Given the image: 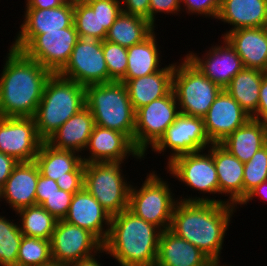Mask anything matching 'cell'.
Segmentation results:
<instances>
[{
    "instance_id": "6da1fadb",
    "label": "cell",
    "mask_w": 267,
    "mask_h": 266,
    "mask_svg": "<svg viewBox=\"0 0 267 266\" xmlns=\"http://www.w3.org/2000/svg\"><path fill=\"white\" fill-rule=\"evenodd\" d=\"M211 198L206 195L179 197L170 230L196 246L214 264H221L226 231L238 207L227 204L226 200Z\"/></svg>"
},
{
    "instance_id": "7a4b0ae2",
    "label": "cell",
    "mask_w": 267,
    "mask_h": 266,
    "mask_svg": "<svg viewBox=\"0 0 267 266\" xmlns=\"http://www.w3.org/2000/svg\"><path fill=\"white\" fill-rule=\"evenodd\" d=\"M0 74V117H34L52 72L10 46Z\"/></svg>"
},
{
    "instance_id": "3957f363",
    "label": "cell",
    "mask_w": 267,
    "mask_h": 266,
    "mask_svg": "<svg viewBox=\"0 0 267 266\" xmlns=\"http://www.w3.org/2000/svg\"><path fill=\"white\" fill-rule=\"evenodd\" d=\"M160 234L157 226L126 209L111 217L103 248L120 266H155Z\"/></svg>"
},
{
    "instance_id": "277c9868",
    "label": "cell",
    "mask_w": 267,
    "mask_h": 266,
    "mask_svg": "<svg viewBox=\"0 0 267 266\" xmlns=\"http://www.w3.org/2000/svg\"><path fill=\"white\" fill-rule=\"evenodd\" d=\"M85 106V86L58 73H52L45 84L34 116L39 137L46 141Z\"/></svg>"
},
{
    "instance_id": "5b68a950",
    "label": "cell",
    "mask_w": 267,
    "mask_h": 266,
    "mask_svg": "<svg viewBox=\"0 0 267 266\" xmlns=\"http://www.w3.org/2000/svg\"><path fill=\"white\" fill-rule=\"evenodd\" d=\"M85 103L93 115L95 125L120 131L133 141L136 111L123 82L85 86Z\"/></svg>"
},
{
    "instance_id": "8992f818",
    "label": "cell",
    "mask_w": 267,
    "mask_h": 266,
    "mask_svg": "<svg viewBox=\"0 0 267 266\" xmlns=\"http://www.w3.org/2000/svg\"><path fill=\"white\" fill-rule=\"evenodd\" d=\"M183 59L181 63H174L173 73V91L179 111L203 118L223 89L207 78L186 55Z\"/></svg>"
},
{
    "instance_id": "52a82bcc",
    "label": "cell",
    "mask_w": 267,
    "mask_h": 266,
    "mask_svg": "<svg viewBox=\"0 0 267 266\" xmlns=\"http://www.w3.org/2000/svg\"><path fill=\"white\" fill-rule=\"evenodd\" d=\"M169 186L168 181H164L155 170L149 172L139 189L131 185L128 209L161 231L170 229L178 197Z\"/></svg>"
},
{
    "instance_id": "ba28073f",
    "label": "cell",
    "mask_w": 267,
    "mask_h": 266,
    "mask_svg": "<svg viewBox=\"0 0 267 266\" xmlns=\"http://www.w3.org/2000/svg\"><path fill=\"white\" fill-rule=\"evenodd\" d=\"M123 163H85L84 187L111 216L129 207L131 183L122 173Z\"/></svg>"
},
{
    "instance_id": "9c48e42d",
    "label": "cell",
    "mask_w": 267,
    "mask_h": 266,
    "mask_svg": "<svg viewBox=\"0 0 267 266\" xmlns=\"http://www.w3.org/2000/svg\"><path fill=\"white\" fill-rule=\"evenodd\" d=\"M179 114L173 89L166 96L136 110L133 144L143 158L147 155V149L152 148L160 140Z\"/></svg>"
},
{
    "instance_id": "30bf717a",
    "label": "cell",
    "mask_w": 267,
    "mask_h": 266,
    "mask_svg": "<svg viewBox=\"0 0 267 266\" xmlns=\"http://www.w3.org/2000/svg\"><path fill=\"white\" fill-rule=\"evenodd\" d=\"M183 154L175 157L169 162L165 169L178 182L184 183L186 187L205 194L219 195V183L216 167L212 156V144L207 148ZM204 152V153H203ZM208 152V153H207Z\"/></svg>"
},
{
    "instance_id": "8fae6325",
    "label": "cell",
    "mask_w": 267,
    "mask_h": 266,
    "mask_svg": "<svg viewBox=\"0 0 267 266\" xmlns=\"http://www.w3.org/2000/svg\"><path fill=\"white\" fill-rule=\"evenodd\" d=\"M212 143L206 135L204 120L201 117L179 114L152 147L151 151L164 155L168 150V164L175 157L192 152L206 150Z\"/></svg>"
},
{
    "instance_id": "7c38bea8",
    "label": "cell",
    "mask_w": 267,
    "mask_h": 266,
    "mask_svg": "<svg viewBox=\"0 0 267 266\" xmlns=\"http://www.w3.org/2000/svg\"><path fill=\"white\" fill-rule=\"evenodd\" d=\"M58 74L83 86L107 83L108 70L102 41L79 38L68 62Z\"/></svg>"
},
{
    "instance_id": "4fadbf2b",
    "label": "cell",
    "mask_w": 267,
    "mask_h": 266,
    "mask_svg": "<svg viewBox=\"0 0 267 266\" xmlns=\"http://www.w3.org/2000/svg\"><path fill=\"white\" fill-rule=\"evenodd\" d=\"M50 246L52 261L59 264L105 253L103 244L91 232L64 220H57Z\"/></svg>"
},
{
    "instance_id": "5bb4252c",
    "label": "cell",
    "mask_w": 267,
    "mask_h": 266,
    "mask_svg": "<svg viewBox=\"0 0 267 266\" xmlns=\"http://www.w3.org/2000/svg\"><path fill=\"white\" fill-rule=\"evenodd\" d=\"M79 39L74 23L60 31L36 35L21 51L52 73H58L68 62Z\"/></svg>"
},
{
    "instance_id": "9a60e30c",
    "label": "cell",
    "mask_w": 267,
    "mask_h": 266,
    "mask_svg": "<svg viewBox=\"0 0 267 266\" xmlns=\"http://www.w3.org/2000/svg\"><path fill=\"white\" fill-rule=\"evenodd\" d=\"M42 142L34 117H0V152L18 162H32Z\"/></svg>"
},
{
    "instance_id": "2e32d148",
    "label": "cell",
    "mask_w": 267,
    "mask_h": 266,
    "mask_svg": "<svg viewBox=\"0 0 267 266\" xmlns=\"http://www.w3.org/2000/svg\"><path fill=\"white\" fill-rule=\"evenodd\" d=\"M82 156L84 163L124 162L129 156L134 160H144L133 141L124 133L95 125Z\"/></svg>"
},
{
    "instance_id": "e0dca14e",
    "label": "cell",
    "mask_w": 267,
    "mask_h": 266,
    "mask_svg": "<svg viewBox=\"0 0 267 266\" xmlns=\"http://www.w3.org/2000/svg\"><path fill=\"white\" fill-rule=\"evenodd\" d=\"M222 40L220 42L222 45H211L209 50H205L206 53L201 56L202 58L194 51H189L186 56L207 78L225 89L244 65L230 43L224 37Z\"/></svg>"
},
{
    "instance_id": "ac0fdd59",
    "label": "cell",
    "mask_w": 267,
    "mask_h": 266,
    "mask_svg": "<svg viewBox=\"0 0 267 266\" xmlns=\"http://www.w3.org/2000/svg\"><path fill=\"white\" fill-rule=\"evenodd\" d=\"M24 14L20 30L10 45L19 51L38 34L70 27L74 19V6L65 1L55 8L25 9Z\"/></svg>"
},
{
    "instance_id": "d6986e66",
    "label": "cell",
    "mask_w": 267,
    "mask_h": 266,
    "mask_svg": "<svg viewBox=\"0 0 267 266\" xmlns=\"http://www.w3.org/2000/svg\"><path fill=\"white\" fill-rule=\"evenodd\" d=\"M249 119L251 116L225 89L219 93L203 117L205 132L212 144L221 143Z\"/></svg>"
},
{
    "instance_id": "ffe728a7",
    "label": "cell",
    "mask_w": 267,
    "mask_h": 266,
    "mask_svg": "<svg viewBox=\"0 0 267 266\" xmlns=\"http://www.w3.org/2000/svg\"><path fill=\"white\" fill-rule=\"evenodd\" d=\"M111 215L83 187L74 193L64 221L91 232L102 244L108 238Z\"/></svg>"
},
{
    "instance_id": "44dd1931",
    "label": "cell",
    "mask_w": 267,
    "mask_h": 266,
    "mask_svg": "<svg viewBox=\"0 0 267 266\" xmlns=\"http://www.w3.org/2000/svg\"><path fill=\"white\" fill-rule=\"evenodd\" d=\"M39 174L35 161L19 162L1 187V199H4L15 213L22 208L36 205Z\"/></svg>"
},
{
    "instance_id": "7402d4cb",
    "label": "cell",
    "mask_w": 267,
    "mask_h": 266,
    "mask_svg": "<svg viewBox=\"0 0 267 266\" xmlns=\"http://www.w3.org/2000/svg\"><path fill=\"white\" fill-rule=\"evenodd\" d=\"M223 37L235 49L245 68L267 72V27L227 30Z\"/></svg>"
},
{
    "instance_id": "603a6c76",
    "label": "cell",
    "mask_w": 267,
    "mask_h": 266,
    "mask_svg": "<svg viewBox=\"0 0 267 266\" xmlns=\"http://www.w3.org/2000/svg\"><path fill=\"white\" fill-rule=\"evenodd\" d=\"M214 263L196 246L170 229L161 231L155 266H213Z\"/></svg>"
},
{
    "instance_id": "cb8c5ba5",
    "label": "cell",
    "mask_w": 267,
    "mask_h": 266,
    "mask_svg": "<svg viewBox=\"0 0 267 266\" xmlns=\"http://www.w3.org/2000/svg\"><path fill=\"white\" fill-rule=\"evenodd\" d=\"M212 156L218 175L219 194L229 196L227 204L239 205L243 200L244 163L220 144H212Z\"/></svg>"
},
{
    "instance_id": "d4e9b609",
    "label": "cell",
    "mask_w": 267,
    "mask_h": 266,
    "mask_svg": "<svg viewBox=\"0 0 267 266\" xmlns=\"http://www.w3.org/2000/svg\"><path fill=\"white\" fill-rule=\"evenodd\" d=\"M174 63L166 65L153 74L121 80L126 85L134 110L166 96L173 89Z\"/></svg>"
},
{
    "instance_id": "484cf974",
    "label": "cell",
    "mask_w": 267,
    "mask_h": 266,
    "mask_svg": "<svg viewBox=\"0 0 267 266\" xmlns=\"http://www.w3.org/2000/svg\"><path fill=\"white\" fill-rule=\"evenodd\" d=\"M95 126L91 111L85 106L61 125L46 142L60 150L83 154Z\"/></svg>"
},
{
    "instance_id": "4316f807",
    "label": "cell",
    "mask_w": 267,
    "mask_h": 266,
    "mask_svg": "<svg viewBox=\"0 0 267 266\" xmlns=\"http://www.w3.org/2000/svg\"><path fill=\"white\" fill-rule=\"evenodd\" d=\"M216 19L232 26L229 31L267 27V0H221Z\"/></svg>"
},
{
    "instance_id": "83f0119b",
    "label": "cell",
    "mask_w": 267,
    "mask_h": 266,
    "mask_svg": "<svg viewBox=\"0 0 267 266\" xmlns=\"http://www.w3.org/2000/svg\"><path fill=\"white\" fill-rule=\"evenodd\" d=\"M41 175L53 179L69 177V172H84L82 155L75 151L60 150L43 141L35 158Z\"/></svg>"
},
{
    "instance_id": "f1b7e54d",
    "label": "cell",
    "mask_w": 267,
    "mask_h": 266,
    "mask_svg": "<svg viewBox=\"0 0 267 266\" xmlns=\"http://www.w3.org/2000/svg\"><path fill=\"white\" fill-rule=\"evenodd\" d=\"M219 144L242 163H246L267 144V124L251 118Z\"/></svg>"
},
{
    "instance_id": "f546056e",
    "label": "cell",
    "mask_w": 267,
    "mask_h": 266,
    "mask_svg": "<svg viewBox=\"0 0 267 266\" xmlns=\"http://www.w3.org/2000/svg\"><path fill=\"white\" fill-rule=\"evenodd\" d=\"M156 32L153 31L145 40L127 48V69L122 80H130L147 76L163 69L162 55L157 42ZM161 56V57H160ZM160 64V65H159ZM161 67V68H160Z\"/></svg>"
},
{
    "instance_id": "4dcf8cb0",
    "label": "cell",
    "mask_w": 267,
    "mask_h": 266,
    "mask_svg": "<svg viewBox=\"0 0 267 266\" xmlns=\"http://www.w3.org/2000/svg\"><path fill=\"white\" fill-rule=\"evenodd\" d=\"M263 71L243 68L232 79L225 90L240 104L251 117L256 113Z\"/></svg>"
},
{
    "instance_id": "1f68e13d",
    "label": "cell",
    "mask_w": 267,
    "mask_h": 266,
    "mask_svg": "<svg viewBox=\"0 0 267 266\" xmlns=\"http://www.w3.org/2000/svg\"><path fill=\"white\" fill-rule=\"evenodd\" d=\"M154 30L155 27L146 18L121 12L105 40L128 48L145 40Z\"/></svg>"
},
{
    "instance_id": "d6a6232c",
    "label": "cell",
    "mask_w": 267,
    "mask_h": 266,
    "mask_svg": "<svg viewBox=\"0 0 267 266\" xmlns=\"http://www.w3.org/2000/svg\"><path fill=\"white\" fill-rule=\"evenodd\" d=\"M15 214L20 217L19 226L25 236L50 240L57 219L40 205L22 208Z\"/></svg>"
},
{
    "instance_id": "836d02e7",
    "label": "cell",
    "mask_w": 267,
    "mask_h": 266,
    "mask_svg": "<svg viewBox=\"0 0 267 266\" xmlns=\"http://www.w3.org/2000/svg\"><path fill=\"white\" fill-rule=\"evenodd\" d=\"M0 215V266H16L23 234L18 222Z\"/></svg>"
},
{
    "instance_id": "e575fe53",
    "label": "cell",
    "mask_w": 267,
    "mask_h": 266,
    "mask_svg": "<svg viewBox=\"0 0 267 266\" xmlns=\"http://www.w3.org/2000/svg\"><path fill=\"white\" fill-rule=\"evenodd\" d=\"M52 262L50 240L23 235L16 266H46Z\"/></svg>"
},
{
    "instance_id": "d590c367",
    "label": "cell",
    "mask_w": 267,
    "mask_h": 266,
    "mask_svg": "<svg viewBox=\"0 0 267 266\" xmlns=\"http://www.w3.org/2000/svg\"><path fill=\"white\" fill-rule=\"evenodd\" d=\"M79 38H90L104 41L107 36L106 29H100V19L97 12L88 4L74 6V19Z\"/></svg>"
},
{
    "instance_id": "8d00e7d4",
    "label": "cell",
    "mask_w": 267,
    "mask_h": 266,
    "mask_svg": "<svg viewBox=\"0 0 267 266\" xmlns=\"http://www.w3.org/2000/svg\"><path fill=\"white\" fill-rule=\"evenodd\" d=\"M265 181H267V144L244 163L243 199L252 189Z\"/></svg>"
},
{
    "instance_id": "74e56055",
    "label": "cell",
    "mask_w": 267,
    "mask_h": 266,
    "mask_svg": "<svg viewBox=\"0 0 267 266\" xmlns=\"http://www.w3.org/2000/svg\"><path fill=\"white\" fill-rule=\"evenodd\" d=\"M103 54L108 70V82L121 81L126 74L128 65L127 48L119 44L102 41Z\"/></svg>"
},
{
    "instance_id": "f35d334b",
    "label": "cell",
    "mask_w": 267,
    "mask_h": 266,
    "mask_svg": "<svg viewBox=\"0 0 267 266\" xmlns=\"http://www.w3.org/2000/svg\"><path fill=\"white\" fill-rule=\"evenodd\" d=\"M88 5L99 15L100 29L107 31L122 12L121 2L118 0H95Z\"/></svg>"
},
{
    "instance_id": "ab89813d",
    "label": "cell",
    "mask_w": 267,
    "mask_h": 266,
    "mask_svg": "<svg viewBox=\"0 0 267 266\" xmlns=\"http://www.w3.org/2000/svg\"><path fill=\"white\" fill-rule=\"evenodd\" d=\"M73 195L72 193L58 189L41 206L55 219L64 220L68 214Z\"/></svg>"
},
{
    "instance_id": "60d3db41",
    "label": "cell",
    "mask_w": 267,
    "mask_h": 266,
    "mask_svg": "<svg viewBox=\"0 0 267 266\" xmlns=\"http://www.w3.org/2000/svg\"><path fill=\"white\" fill-rule=\"evenodd\" d=\"M181 4L182 12L185 10L189 15H202L216 20L221 0H181Z\"/></svg>"
},
{
    "instance_id": "b9f144b4",
    "label": "cell",
    "mask_w": 267,
    "mask_h": 266,
    "mask_svg": "<svg viewBox=\"0 0 267 266\" xmlns=\"http://www.w3.org/2000/svg\"><path fill=\"white\" fill-rule=\"evenodd\" d=\"M178 14L181 12V0H150L149 6V22L156 27V14Z\"/></svg>"
},
{
    "instance_id": "7bdbcfd3",
    "label": "cell",
    "mask_w": 267,
    "mask_h": 266,
    "mask_svg": "<svg viewBox=\"0 0 267 266\" xmlns=\"http://www.w3.org/2000/svg\"><path fill=\"white\" fill-rule=\"evenodd\" d=\"M59 189L56 181L39 174L36 188V205H42L49 196Z\"/></svg>"
},
{
    "instance_id": "ee69618b",
    "label": "cell",
    "mask_w": 267,
    "mask_h": 266,
    "mask_svg": "<svg viewBox=\"0 0 267 266\" xmlns=\"http://www.w3.org/2000/svg\"><path fill=\"white\" fill-rule=\"evenodd\" d=\"M59 189L68 193H76L84 187V172H69V177L56 180Z\"/></svg>"
},
{
    "instance_id": "f6af8a7d",
    "label": "cell",
    "mask_w": 267,
    "mask_h": 266,
    "mask_svg": "<svg viewBox=\"0 0 267 266\" xmlns=\"http://www.w3.org/2000/svg\"><path fill=\"white\" fill-rule=\"evenodd\" d=\"M122 12L146 18L149 21L150 0H120Z\"/></svg>"
},
{
    "instance_id": "bcb514c9",
    "label": "cell",
    "mask_w": 267,
    "mask_h": 266,
    "mask_svg": "<svg viewBox=\"0 0 267 266\" xmlns=\"http://www.w3.org/2000/svg\"><path fill=\"white\" fill-rule=\"evenodd\" d=\"M251 118L267 124V72L264 73L260 86L257 111Z\"/></svg>"
},
{
    "instance_id": "7dc6e473",
    "label": "cell",
    "mask_w": 267,
    "mask_h": 266,
    "mask_svg": "<svg viewBox=\"0 0 267 266\" xmlns=\"http://www.w3.org/2000/svg\"><path fill=\"white\" fill-rule=\"evenodd\" d=\"M18 163L13 157L0 152V188L5 184Z\"/></svg>"
},
{
    "instance_id": "c3c4849f",
    "label": "cell",
    "mask_w": 267,
    "mask_h": 266,
    "mask_svg": "<svg viewBox=\"0 0 267 266\" xmlns=\"http://www.w3.org/2000/svg\"><path fill=\"white\" fill-rule=\"evenodd\" d=\"M65 0H26L25 9H47L61 6Z\"/></svg>"
},
{
    "instance_id": "681fc988",
    "label": "cell",
    "mask_w": 267,
    "mask_h": 266,
    "mask_svg": "<svg viewBox=\"0 0 267 266\" xmlns=\"http://www.w3.org/2000/svg\"><path fill=\"white\" fill-rule=\"evenodd\" d=\"M257 197H260L262 200L265 199V202L267 201V181L262 182L260 185L252 189L239 204L240 207L247 205L249 201H252L253 198L256 199Z\"/></svg>"
},
{
    "instance_id": "f907efd6",
    "label": "cell",
    "mask_w": 267,
    "mask_h": 266,
    "mask_svg": "<svg viewBox=\"0 0 267 266\" xmlns=\"http://www.w3.org/2000/svg\"><path fill=\"white\" fill-rule=\"evenodd\" d=\"M97 256L98 258L100 257V255L95 254L91 257L72 262L68 266H103L98 258H96Z\"/></svg>"
},
{
    "instance_id": "816d5d0a",
    "label": "cell",
    "mask_w": 267,
    "mask_h": 266,
    "mask_svg": "<svg viewBox=\"0 0 267 266\" xmlns=\"http://www.w3.org/2000/svg\"><path fill=\"white\" fill-rule=\"evenodd\" d=\"M66 2H69L72 6H77L80 4H88L95 0H65Z\"/></svg>"
},
{
    "instance_id": "f5cc1de1",
    "label": "cell",
    "mask_w": 267,
    "mask_h": 266,
    "mask_svg": "<svg viewBox=\"0 0 267 266\" xmlns=\"http://www.w3.org/2000/svg\"><path fill=\"white\" fill-rule=\"evenodd\" d=\"M46 266H68V265L67 264H59V263L52 262V263H50L49 265H46Z\"/></svg>"
},
{
    "instance_id": "db71d44e",
    "label": "cell",
    "mask_w": 267,
    "mask_h": 266,
    "mask_svg": "<svg viewBox=\"0 0 267 266\" xmlns=\"http://www.w3.org/2000/svg\"><path fill=\"white\" fill-rule=\"evenodd\" d=\"M213 266H228L227 264H223V265H221V264H214ZM229 266H232V265H229Z\"/></svg>"
}]
</instances>
